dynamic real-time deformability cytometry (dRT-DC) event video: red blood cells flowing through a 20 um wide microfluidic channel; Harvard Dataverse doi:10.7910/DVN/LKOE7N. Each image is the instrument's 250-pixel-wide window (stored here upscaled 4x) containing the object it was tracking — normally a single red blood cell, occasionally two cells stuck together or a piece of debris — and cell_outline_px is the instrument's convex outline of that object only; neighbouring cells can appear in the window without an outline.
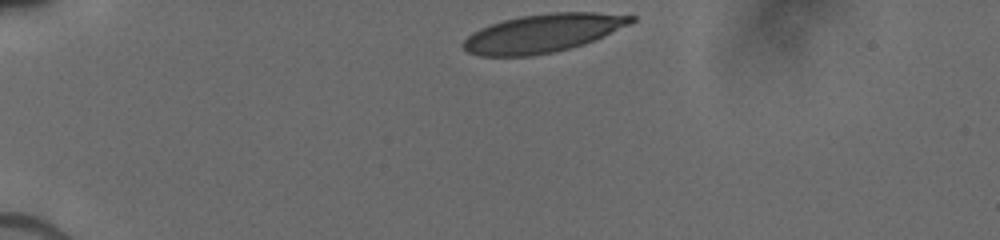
{"species": "human", "species_latin": "Homo sapiens", "temperature_condition": "cold", "stored_images_in_passage": 16, "camera_frame_rate_fps": 3000, "um_per_image_px": 0.085, "donor": {"sex": "male"}, "frame": {"image": 1, "passage_image": 1, "time_ms": 0.0, "image_size_px": [1000, 240], "cell_outline_px": [[636, 20], [632, 24], [584, 44], [552, 52], [528, 56], [480, 56], [468, 52], [460, 44], [472, 32], [480, 28], [504, 20], [520, 16], [552, 12], [596, 12], [636, 16]], "centroid_in_image_um": [46.15, 2.81], "position_along_channel_um": 38.8, "area_um2": 37.4}}
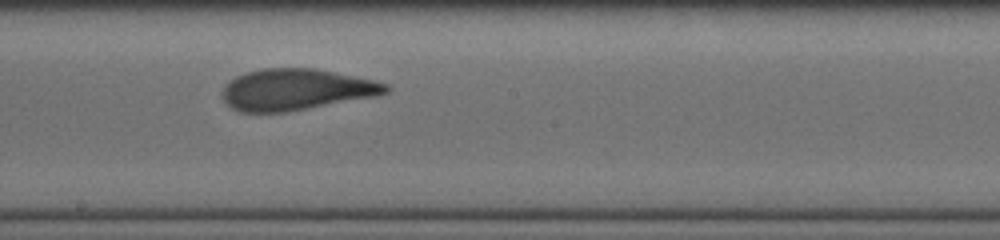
{"frame": {"image": 2, "passage_image": 10, "time_ms": 6.0, "image_size_px": [1000, 240], "cell_outline_px": [[392, 88], [388, 92], [376, 96], [284, 112], [240, 112], [232, 108], [224, 100], [224, 88], [236, 76], [244, 72], [260, 68], [316, 68], [372, 80], [388, 84]], "centroid_in_image_um": [25.18, 7.6], "position_along_channel_um": 223.0, "area_um2": 38.96}}
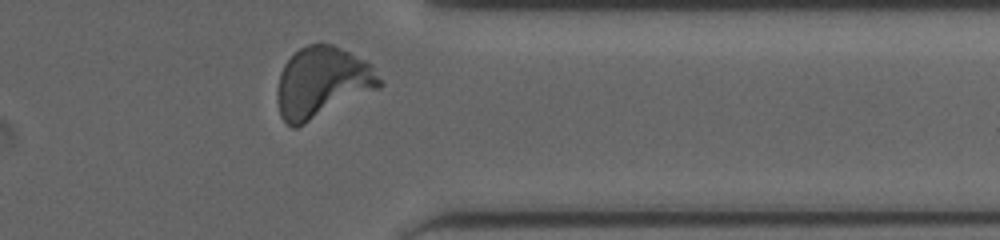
{"frame": {"image": 3, "passage_image": 16, "time_ms": 10.0, "image_size_px": [1000, 240], "cell_outline_px": [[384, 84], [380, 88], [296, 128], [292, 128], [280, 116], [276, 100], [276, 88], [280, 72], [284, 64], [300, 48], [308, 44], [320, 40], [332, 44], [372, 64]], "centroid_in_image_um": [27.37, 7.0], "position_along_channel_um": 384.0, "area_um2": 42.71}}